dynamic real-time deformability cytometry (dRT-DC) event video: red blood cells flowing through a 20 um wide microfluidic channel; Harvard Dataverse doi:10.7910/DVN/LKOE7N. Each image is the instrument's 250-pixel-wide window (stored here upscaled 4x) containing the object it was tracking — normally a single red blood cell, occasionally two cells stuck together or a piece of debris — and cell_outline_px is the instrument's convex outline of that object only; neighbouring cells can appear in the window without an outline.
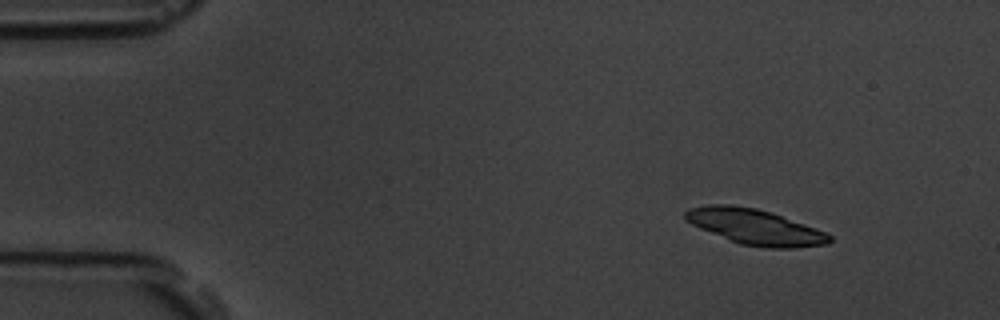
{"species": "common noctule bat (a hibernating species)", "species_latin": "Nyctalus noctula", "temperature_condition": "room temperature", "stored_images_in_passage": 50, "camera_frame_rate_fps": 3000, "um_per_image_px": 0.085, "animal": {"sex": "male", "body_mass_g": 19.5, "forearm_length_mm": 54.6}, "frame": {"image": 1, "passage_image": 1, "time_ms": 0.0, "image_size_px": [1000, 320], "cell_outline_px": [[832, 240], [828, 244], [792, 248], [764, 248], [740, 244], [700, 228], [684, 220], [684, 212], [688, 208], [708, 204], [732, 204], [756, 208], [772, 212], [804, 224], [824, 232], [832, 236]], "centroid_in_image_um": [64.14, 19.27], "position_along_channel_um": 20.9, "area_um2": 29.82}}
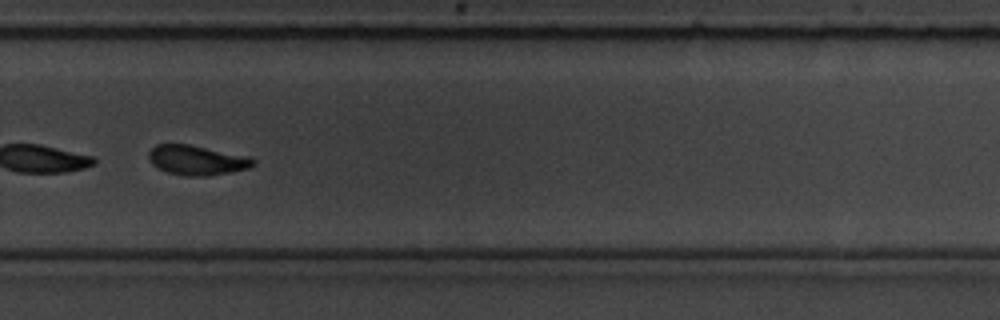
{"frame": {"image": 2, "passage_image": 33, "time_ms": 10.667, "image_size_px": [1000, 320], "cell_outline_px": [[256, 164], [248, 168], [232, 172], [208, 176], [188, 176], [168, 172], [152, 164], [148, 156], [148, 152], [156, 144], [188, 144], [252, 156], [256, 160]], "centroid_in_image_um": [16.8, 13.6], "position_along_channel_um": 313.0, "area_um2": 18.26}, "authors_computed_cell_mechanics": {"area_um2": 19.8543, "velocity_mm_per_s": 3.6375, "shape_relaxation_time_tau1_ms": 2.4443, "shape_relaxation_time_tau2_ms": 2.6828, "deformation_change_tau1": 0.1718, "deformation_change_tau2": 0.0953}}